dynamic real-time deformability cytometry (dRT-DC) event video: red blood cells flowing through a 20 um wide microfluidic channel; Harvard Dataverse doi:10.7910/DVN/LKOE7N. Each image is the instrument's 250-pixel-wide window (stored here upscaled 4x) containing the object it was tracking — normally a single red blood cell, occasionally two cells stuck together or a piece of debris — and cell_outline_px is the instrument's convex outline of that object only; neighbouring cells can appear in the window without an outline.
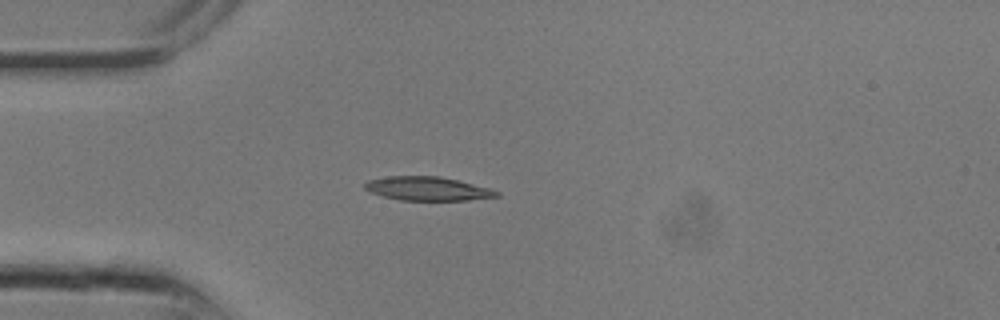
{"species": "common noctule bat (a hibernating species)", "species_latin": "Nyctalus noctula", "temperature_condition": "room temperature", "stored_images_in_passage": 5, "camera_frame_rate_fps": 3000, "um_per_image_px": 0.085, "animal": {"sex": "male", "body_mass_g": 13.3}, "frame": {"image": 1, "passage_image": 1, "time_ms": 0.0, "image_size_px": [1000, 320], "cell_outline_px": [[500, 196], [468, 200], [400, 200], [384, 196], [372, 192], [364, 188], [364, 184], [368, 180], [388, 176], [436, 176], [456, 180], [488, 188], [500, 192]], "centroid_in_image_um": [36.33, 16.04], "position_along_channel_um": 48.7, "area_um2": 17.98}}
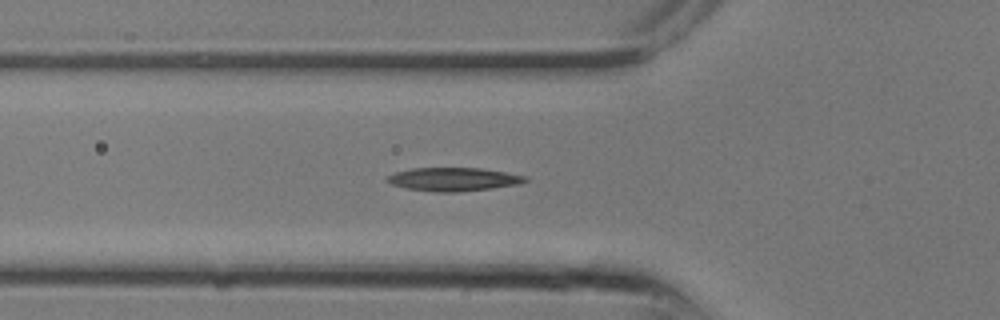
{"frame": {"image": 2, "passage_image": 3, "time_ms": 0.667, "image_size_px": [1000, 320], "cell_outline_px": [[528, 180], [520, 184], [492, 188], [460, 192], [436, 192], [408, 188], [392, 184], [384, 180], [388, 176], [396, 172], [412, 168], [480, 168], [528, 176]], "centroid_in_image_um": [38.57, 15.24], "position_along_channel_um": 87.2, "area_um2": 18.79}}
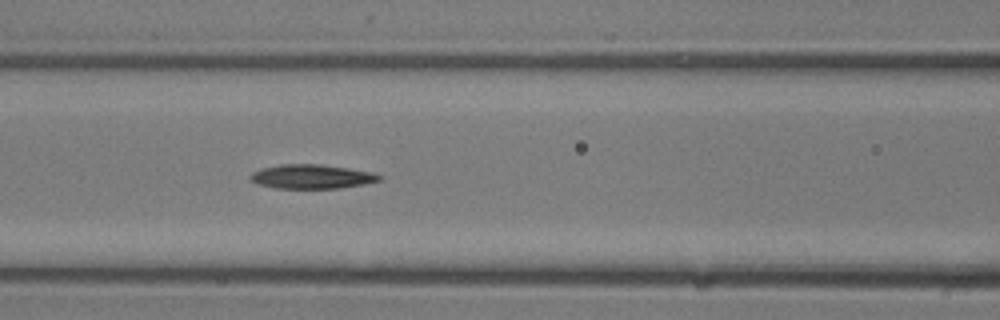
{"frame": {"image": 3, "passage_image": 5, "time_ms": 1.333, "image_size_px": [1000, 320], "cell_outline_px": [[384, 176], [380, 180], [364, 184], [340, 188], [276, 188], [260, 184], [252, 180], [248, 176], [252, 172], [260, 168], [280, 164], [320, 164], [348, 168], [372, 172]], "centroid_in_image_um": [26.5, 15.0], "position_along_channel_um": 140.1, "area_um2": 18.15}}